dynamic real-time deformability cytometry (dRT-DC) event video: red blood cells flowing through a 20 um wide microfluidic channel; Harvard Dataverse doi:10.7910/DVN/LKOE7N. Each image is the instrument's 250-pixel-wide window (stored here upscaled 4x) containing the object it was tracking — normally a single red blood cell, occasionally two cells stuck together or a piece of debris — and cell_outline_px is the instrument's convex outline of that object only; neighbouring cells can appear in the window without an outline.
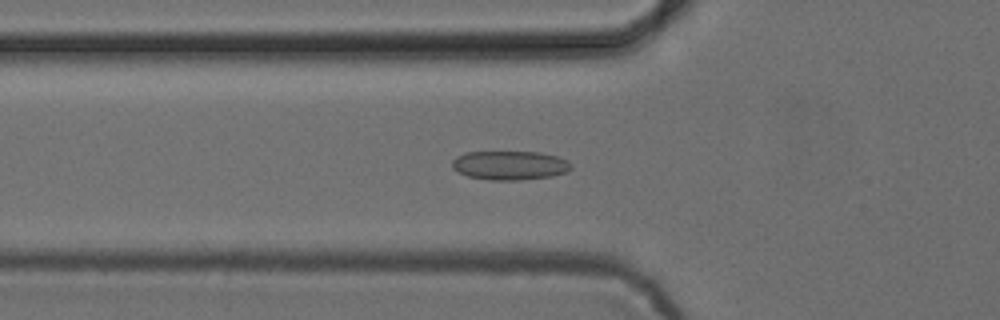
{"species": "common noctule bat (a hibernating species)", "species_latin": "Nyctalus noctula", "temperature_condition": "cold", "stored_images_in_passage": 53, "camera_frame_rate_fps": 3000, "um_per_image_px": 0.085, "animal": {"sex": "female", "body_mass_g": 24.6, "forearm_length_mm": 56.2}, "frame": {"image": 1, "passage_image": 19, "time_ms": 6.0, "image_size_px": [1000, 320], "cell_outline_px": [[572, 168], [568, 172], [552, 176], [520, 180], [488, 180], [468, 176], [452, 168], [452, 160], [456, 156], [464, 152], [540, 152], [556, 156], [568, 160], [572, 164]], "centroid_in_image_um": [43.35, 14.05], "position_along_channel_um": 82.4, "area_um2": 20.29}}
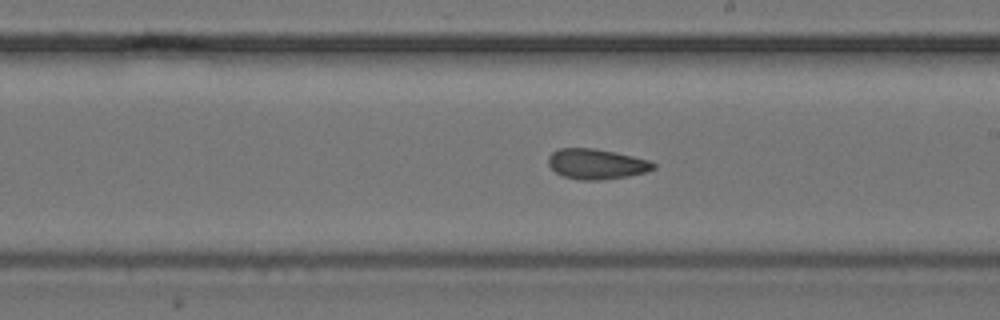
{"frame": {"image": 2, "passage_image": 31, "time_ms": 10.0, "image_size_px": [1000, 320], "cell_outline_px": [[656, 168], [644, 172], [628, 176], [600, 180], [580, 180], [564, 176], [556, 172], [548, 164], [548, 156], [552, 152], [560, 148], [592, 148], [632, 156], [648, 160], [656, 164]], "centroid_in_image_um": [50.68, 13.94], "position_along_channel_um": 238.3, "area_um2": 18.32}}
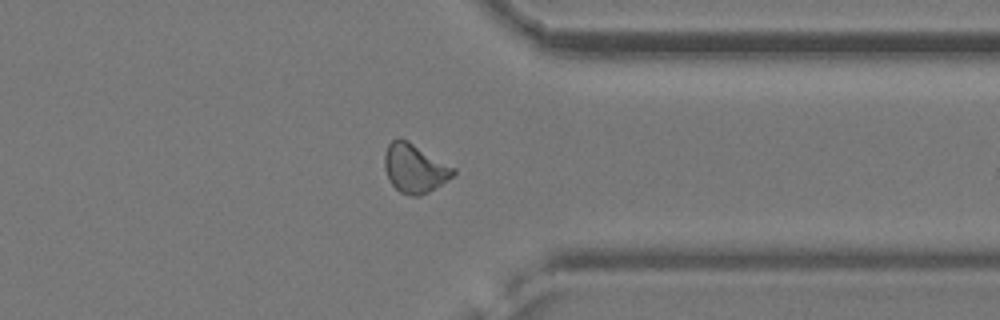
{"frame": {"image": 3, "passage_image": 42, "time_ms": 13.667, "image_size_px": [1000, 320], "cell_outline_px": [[456, 172], [448, 180], [428, 192], [420, 196], [408, 196], [400, 192], [392, 184], [384, 168], [384, 156], [388, 144], [396, 136], [400, 136], [408, 140], [456, 168]], "centroid_in_image_um": [35.24, 14.28], "position_along_channel_um": 376.2, "area_um2": 19.77}, "authors_computed_cell_mechanics": {"area_um2": 19.363, "velocity_mm_per_s": 3.8757, "shape_relaxation_time_tau1_ms": 7.7388, "shape_relaxation_time_tau2_ms": 3.728, "deformation_change_tau1": 0.1289, "deformation_change_tau2": 0.0902}}